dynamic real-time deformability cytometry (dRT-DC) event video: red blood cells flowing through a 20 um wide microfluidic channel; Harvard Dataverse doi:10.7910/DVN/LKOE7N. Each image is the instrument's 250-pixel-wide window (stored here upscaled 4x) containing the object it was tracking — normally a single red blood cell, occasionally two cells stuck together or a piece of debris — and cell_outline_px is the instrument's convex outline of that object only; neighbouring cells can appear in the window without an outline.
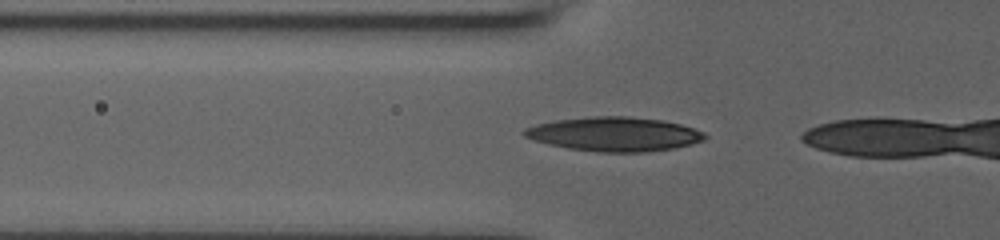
{"species": "human", "species_latin": "Homo sapiens", "temperature_condition": "room temperature", "stored_images_in_passage": 6, "camera_frame_rate_fps": 3000, "um_per_image_px": 0.085, "donor": {"sex": "male"}, "frame": {"image": 1, "passage_image": 3, "time_ms": 0.667, "image_size_px": [1000, 240], "cell_outline_px": [[708, 136], [704, 140], [676, 148], [644, 152], [600, 152], [568, 148], [548, 144], [524, 136], [524, 128], [536, 124], [556, 120], [592, 116], [628, 116], [664, 120], [680, 124], [704, 132]], "centroid_in_image_um": [52.24, 11.39], "position_along_channel_um": 73.6, "area_um2": 35.89}}